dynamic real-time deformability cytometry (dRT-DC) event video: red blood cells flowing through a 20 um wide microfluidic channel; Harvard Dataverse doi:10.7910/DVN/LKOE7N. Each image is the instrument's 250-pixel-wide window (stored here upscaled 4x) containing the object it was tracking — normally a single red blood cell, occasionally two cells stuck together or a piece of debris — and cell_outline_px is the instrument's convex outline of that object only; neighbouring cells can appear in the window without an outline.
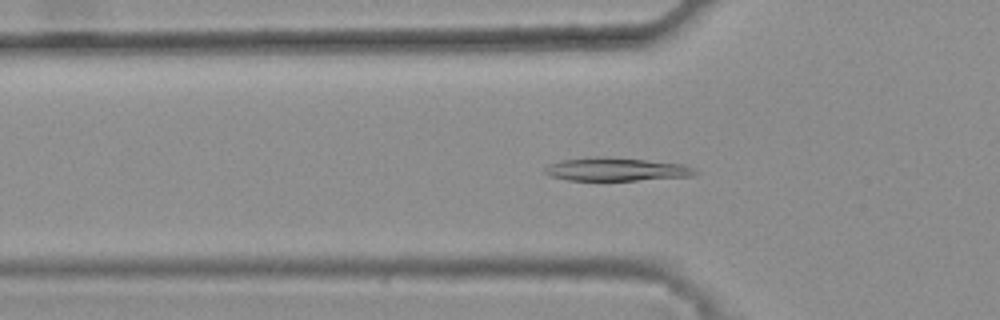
{"species": "common noctule bat (a hibernating species)", "species_latin": "Nyctalus noctula", "temperature_condition": "warm", "stored_images_in_passage": 44, "camera_frame_rate_fps": 3000, "um_per_image_px": 0.085, "animal": {"sex": "female", "body_mass_g": 25.1}, "frame": {"image": 1, "passage_image": 16, "time_ms": 5.0, "image_size_px": [1000, 320], "cell_outline_px": [[696, 172], [692, 176], [636, 180], [568, 180], [552, 176], [544, 172], [544, 168], [548, 164], [560, 160], [600, 156], [604, 156], [684, 164], [692, 168]], "centroid_in_image_um": [52.32, 14.38], "position_along_channel_um": 73.5, "area_um2": 20.11}}
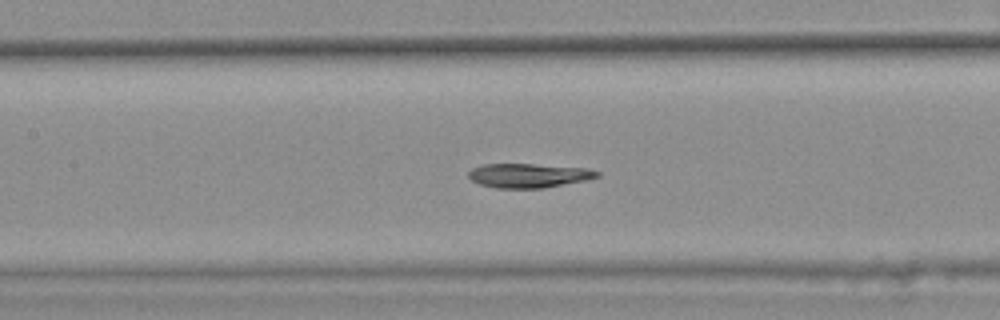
{"frame": {"image": 2, "passage_image": 23, "time_ms": 7.333, "image_size_px": [1000, 320], "cell_outline_px": [[600, 176], [584, 180], [544, 188], [496, 188], [480, 184], [472, 180], [468, 176], [468, 172], [472, 168], [484, 164], [532, 164], [588, 168], [600, 172]], "centroid_in_image_um": [44.92, 14.91], "position_along_channel_um": 162.5, "area_um2": 18.03}}
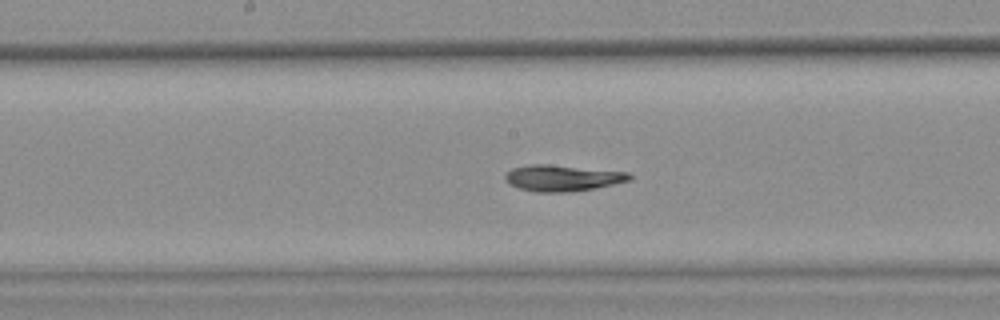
{"frame": {"image": 3, "passage_image": 26, "time_ms": 8.333, "image_size_px": [1000, 320], "cell_outline_px": [[632, 180], [596, 188], [568, 192], [536, 192], [520, 188], [508, 184], [504, 180], [504, 176], [512, 168], [528, 164], [548, 164], [628, 172], [632, 176]], "centroid_in_image_um": [47.8, 15.13], "position_along_channel_um": 200.4, "area_um2": 19.07}, "authors_computed_cell_mechanics": {"area_um2": 19.0451, "velocity_mm_per_s": 3.8, "shape_relaxation_time_tau1_ms": null, "shape_relaxation_time_tau2_ms": 4.7737, "deformation_change_tau1": null, "deformation_change_tau2": 0.0909}}